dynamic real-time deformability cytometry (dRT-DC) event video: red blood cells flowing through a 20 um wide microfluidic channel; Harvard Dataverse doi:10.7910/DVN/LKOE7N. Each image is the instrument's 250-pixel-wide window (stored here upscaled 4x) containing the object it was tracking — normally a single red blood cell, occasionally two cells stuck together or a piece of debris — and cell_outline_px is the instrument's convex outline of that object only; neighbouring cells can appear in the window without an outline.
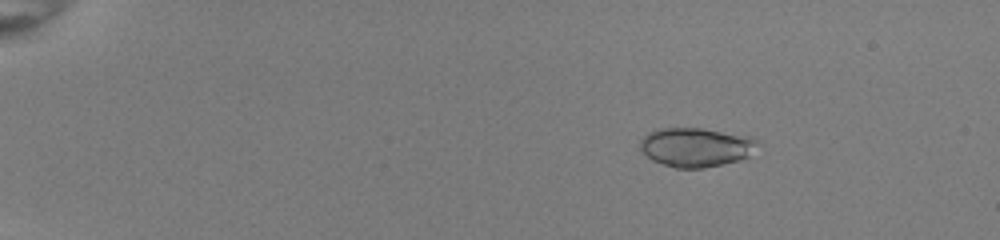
{"species": "common noctule bat (a hibernating species)", "species_latin": "Nyctalus noctula", "temperature_condition": "room temperature", "stored_images_in_passage": 45, "camera_frame_rate_fps": 3000, "um_per_image_px": 0.085, "animal": {"sex": "female", "body_mass_g": 22.0, "forearm_length_mm": 56.7}, "frame": {"image": 1, "passage_image": 1, "time_ms": 0.0, "image_size_px": [1000, 240], "cell_outline_px": [[760, 144], [748, 156], [740, 160], [704, 168], [676, 168], [652, 160], [640, 148], [640, 140], [648, 132], [660, 128], [704, 128], [748, 136], [756, 140]], "centroid_in_image_um": [59.16, 12.5], "position_along_channel_um": 25.8, "area_um2": 26.7}}
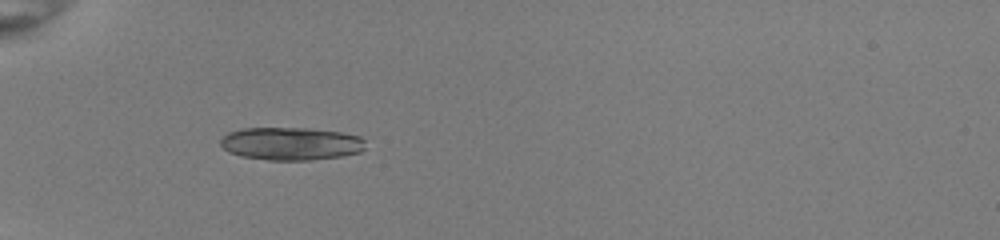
{"frame": {"image": 2, "passage_image": 11, "time_ms": 3.333, "image_size_px": [1000, 240], "cell_outline_px": [[364, 148], [360, 152], [344, 156], [308, 160], [268, 160], [240, 156], [228, 152], [220, 144], [220, 140], [228, 132], [244, 128], [308, 128], [344, 132], [360, 136], [364, 140]], "centroid_in_image_um": [24.74, 12.21], "position_along_channel_um": 60.3, "area_um2": 27.98}}